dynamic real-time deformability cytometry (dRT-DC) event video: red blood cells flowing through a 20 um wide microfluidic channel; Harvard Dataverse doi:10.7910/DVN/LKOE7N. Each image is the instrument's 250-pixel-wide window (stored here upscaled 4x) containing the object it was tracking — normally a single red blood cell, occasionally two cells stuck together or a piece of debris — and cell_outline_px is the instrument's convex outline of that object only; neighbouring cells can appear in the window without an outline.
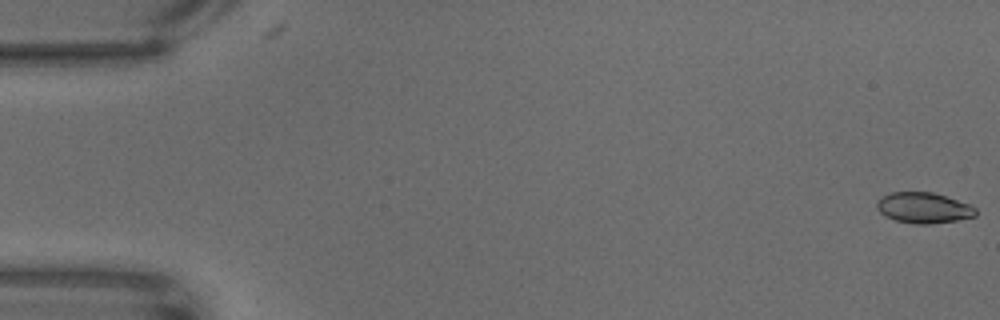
{"species": "common noctule bat (a hibernating species)", "species_latin": "Nyctalus noctula", "temperature_condition": "warm", "stored_images_in_passage": 14, "camera_frame_rate_fps": 3000, "um_per_image_px": 0.085, "animal": {"sex": "male", "body_mass_g": 18.8}, "frame": {"image": 1, "passage_image": 1, "time_ms": 0.0, "image_size_px": [1000, 320], "cell_outline_px": [[976, 216], [956, 220], [932, 224], [916, 224], [896, 220], [884, 216], [876, 208], [876, 200], [892, 192], [932, 192], [968, 204], [976, 208]], "centroid_in_image_um": [78.47, 17.67], "position_along_channel_um": 6.5, "area_um2": 17.57}}